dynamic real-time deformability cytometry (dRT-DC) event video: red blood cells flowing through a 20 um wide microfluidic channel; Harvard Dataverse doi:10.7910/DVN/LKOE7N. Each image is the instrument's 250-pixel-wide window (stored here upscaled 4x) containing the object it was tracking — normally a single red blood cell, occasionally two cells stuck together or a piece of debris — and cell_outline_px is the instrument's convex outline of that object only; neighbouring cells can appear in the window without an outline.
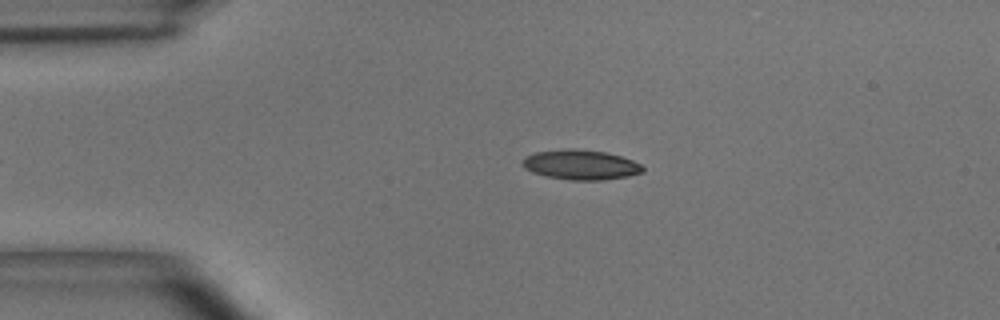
{"species": "common noctule bat (a hibernating species)", "species_latin": "Nyctalus noctula", "temperature_condition": "room temperature", "stored_images_in_passage": 46, "camera_frame_rate_fps": 3000, "um_per_image_px": 0.085, "animal": {"sex": "male", "body_mass_g": 15.6}, "frame": {"image": 1, "passage_image": 3, "time_ms": 0.667, "image_size_px": [1000, 320], "cell_outline_px": [[644, 172], [628, 176], [604, 180], [572, 180], [548, 176], [532, 172], [524, 168], [520, 164], [520, 160], [524, 156], [536, 152], [568, 148], [576, 148], [604, 152], [620, 156], [632, 160], [640, 164], [644, 168]], "centroid_in_image_um": [49.33, 14.0], "position_along_channel_um": 35.7, "area_um2": 21.04}}
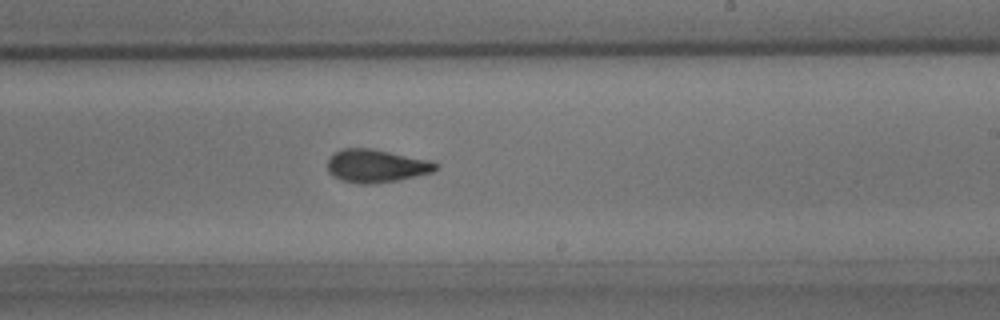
{"frame": {"image": 2, "passage_image": 24, "time_ms": 7.667, "image_size_px": [1000, 320], "cell_outline_px": [[436, 168], [432, 172], [400, 180], [372, 184], [360, 184], [340, 180], [332, 176], [328, 172], [328, 160], [340, 148], [372, 148], [428, 160], [436, 164]], "centroid_in_image_um": [31.93, 14.11], "position_along_channel_um": 257.1, "area_um2": 20.75}}
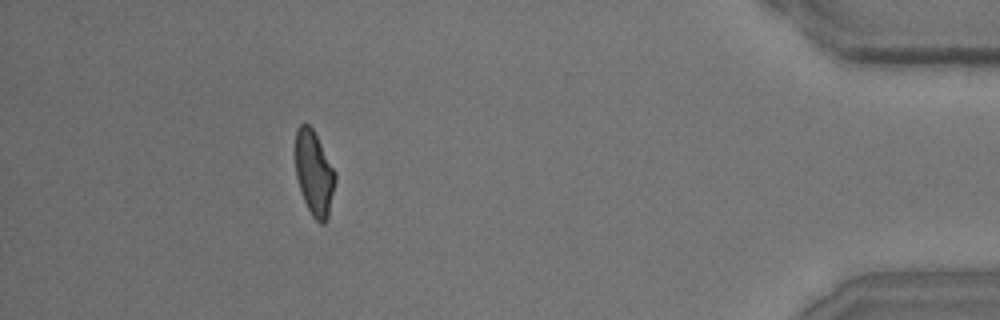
{"frame": {"image": 3, "passage_image": 41, "time_ms": 13.333, "image_size_px": [1000, 320], "cell_outline_px": [[336, 180], [328, 216], [324, 224], [320, 224], [312, 216], [304, 200], [296, 176], [296, 128], [300, 124], [308, 124], [312, 128], [336, 172]], "centroid_in_image_um": [26.71, 14.73], "position_along_channel_um": 408.5, "area_um2": 19.42}, "authors_computed_cell_mechanics": {"area_um2": 20.6057, "velocity_mm_per_s": 3.6373, "shape_relaxation_time_tau1_ms": 5.9335, "shape_relaxation_time_tau2_ms": 2.1465, "deformation_change_tau1": 0.1906, "deformation_change_tau2": 0.0824}}